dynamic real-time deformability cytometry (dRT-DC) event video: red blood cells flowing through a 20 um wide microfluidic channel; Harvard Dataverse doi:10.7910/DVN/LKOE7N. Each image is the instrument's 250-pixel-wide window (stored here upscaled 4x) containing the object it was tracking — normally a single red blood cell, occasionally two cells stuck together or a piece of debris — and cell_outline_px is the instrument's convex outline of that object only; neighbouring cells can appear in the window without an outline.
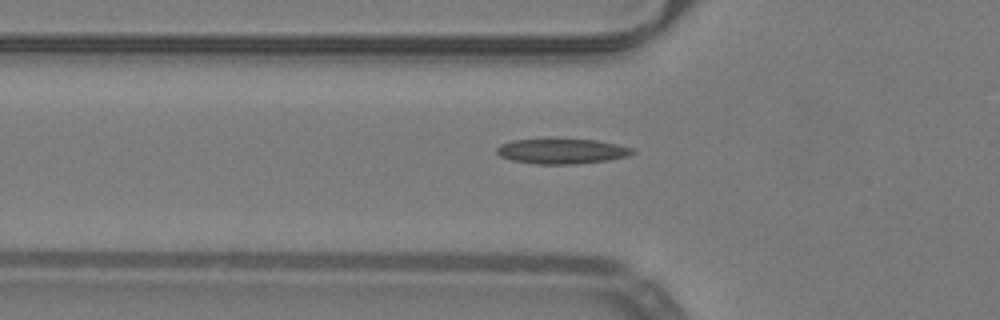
{"species": "common noctule bat (a hibernating species)", "species_latin": "Nyctalus noctula", "temperature_condition": "warm", "stored_images_in_passage": 39, "camera_frame_rate_fps": 3000, "um_per_image_px": 0.085, "animal": {"sex": "male", "body_mass_g": 19.2, "forearm_length_mm": 51.8}, "frame": {"image": 1, "passage_image": 6, "time_ms": 1.667, "image_size_px": [1000, 320], "cell_outline_px": [[636, 152], [628, 156], [608, 160], [580, 164], [536, 164], [512, 160], [500, 156], [496, 152], [496, 148], [500, 144], [512, 140], [544, 136], [596, 140], [616, 144], [632, 148]], "centroid_in_image_um": [47.7, 12.81], "position_along_channel_um": 78.1, "area_um2": 20.87}}
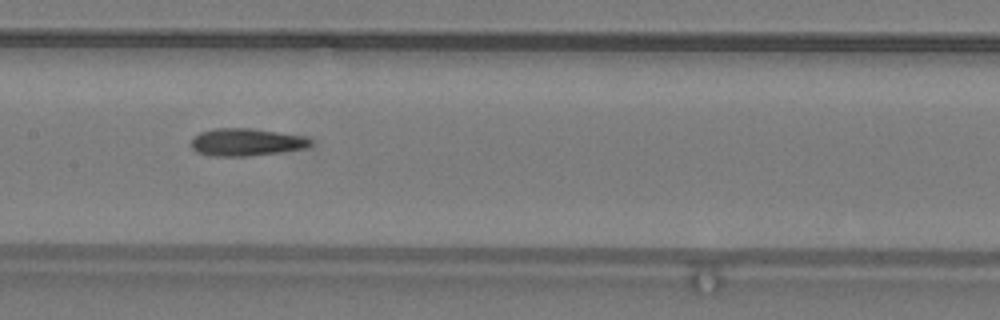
{"frame": {"image": 2, "passage_image": 14, "time_ms": 4.333, "image_size_px": [1000, 320], "cell_outline_px": [[312, 144], [304, 148], [280, 152], [248, 156], [208, 156], [196, 152], [192, 148], [192, 136], [200, 132], [216, 128], [252, 128], [304, 136], [312, 140]], "centroid_in_image_um": [20.89, 12.08], "position_along_channel_um": 186.5, "area_um2": 19.19}}
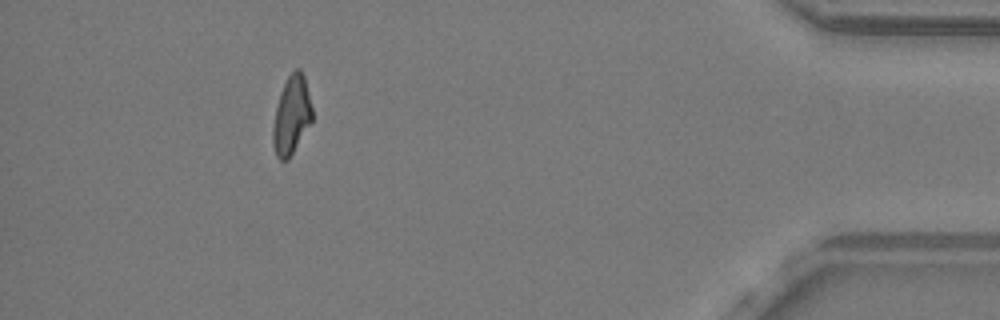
{"frame": {"image": 3, "passage_image": 35, "time_ms": 11.333, "image_size_px": [1000, 320], "cell_outline_px": [[312, 120], [288, 160], [280, 160], [276, 156], [272, 144], [272, 128], [276, 108], [280, 92], [288, 76], [296, 68], [300, 68], [304, 76], [312, 108]], "centroid_in_image_um": [24.76, 9.8], "position_along_channel_um": 410.4, "area_um2": 17.74}}